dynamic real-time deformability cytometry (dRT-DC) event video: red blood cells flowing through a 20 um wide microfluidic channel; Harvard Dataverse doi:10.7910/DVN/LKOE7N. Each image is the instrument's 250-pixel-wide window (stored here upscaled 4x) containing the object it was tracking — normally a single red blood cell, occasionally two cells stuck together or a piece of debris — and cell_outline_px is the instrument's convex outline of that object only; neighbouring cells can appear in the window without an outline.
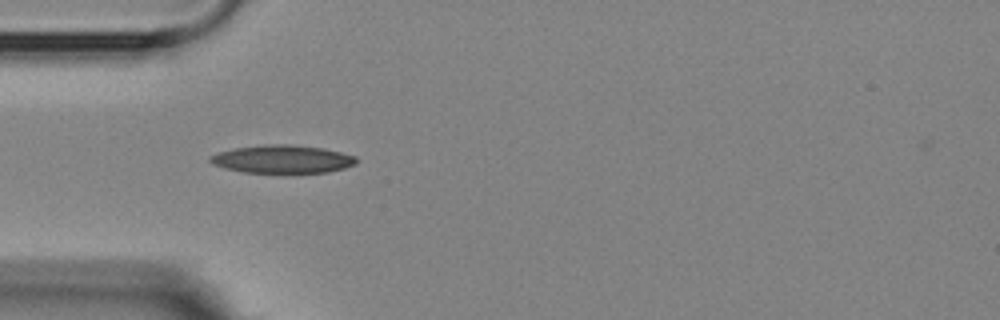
{"species": "Egyptian fruit bat (a non-hibernating species)", "species_latin": "Rousettus aegyptiacus", "temperature_condition": "room temperature", "stored_images_in_passage": 5, "camera_frame_rate_fps": 3000, "um_per_image_px": 0.085, "animal": {"sex": "female"}, "frame": {"image": 1, "passage_image": 4, "time_ms": 3.333, "image_size_px": [1000, 320], "cell_outline_px": [[356, 164], [344, 168], [328, 172], [244, 172], [224, 168], [212, 164], [208, 160], [208, 156], [232, 148], [264, 144], [292, 144], [324, 148], [356, 156]], "centroid_in_image_um": [23.97, 13.51], "position_along_channel_um": 61.0, "area_um2": 23.93}}
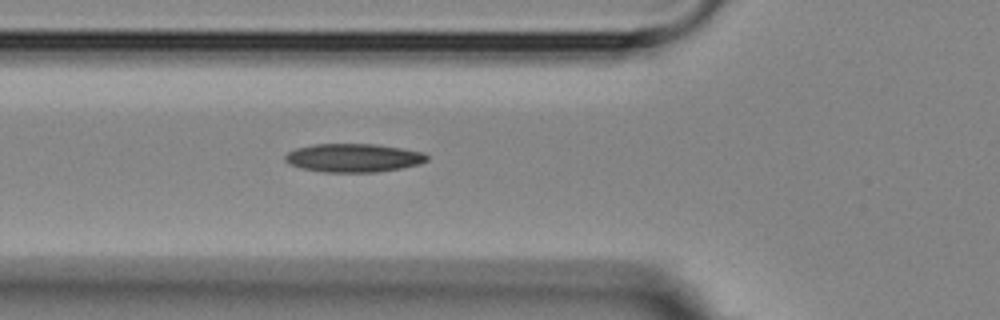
{"frame": {"image": 2, "passage_image": 5, "time_ms": 4.333, "image_size_px": [1000, 320], "cell_outline_px": [[428, 160], [420, 164], [400, 168], [376, 172], [324, 172], [300, 168], [284, 160], [284, 156], [288, 152], [296, 148], [312, 144], [376, 144], [424, 152], [428, 156]], "centroid_in_image_um": [30.04, 13.41], "position_along_channel_um": 95.8, "area_um2": 23.52}}